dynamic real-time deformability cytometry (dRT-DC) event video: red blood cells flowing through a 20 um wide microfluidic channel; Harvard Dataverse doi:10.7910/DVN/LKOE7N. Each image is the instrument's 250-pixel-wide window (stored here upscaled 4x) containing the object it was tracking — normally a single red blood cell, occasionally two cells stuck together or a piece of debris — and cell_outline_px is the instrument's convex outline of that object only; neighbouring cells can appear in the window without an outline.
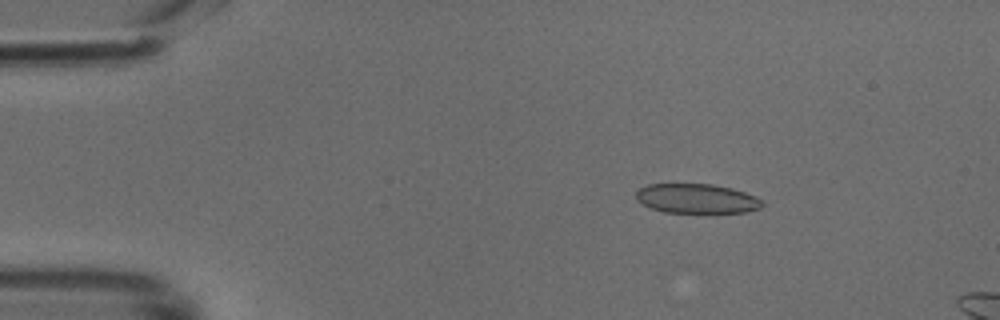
{"species": "common noctule bat (a hibernating species)", "species_latin": "Nyctalus noctula", "temperature_condition": "cold", "stored_images_in_passage": 14, "camera_frame_rate_fps": 3000, "um_per_image_px": 0.085, "animal": {"sex": "male", "body_mass_g": 18.8}, "frame": {"image": 1, "passage_image": 8, "time_ms": 2.333, "image_size_px": [1000, 320], "cell_outline_px": [[764, 204], [760, 208], [744, 212], [708, 216], [664, 212], [640, 204], [636, 200], [636, 192], [640, 188], [648, 184], [712, 184], [732, 188], [756, 196], [764, 200]], "centroid_in_image_um": [59.26, 16.94], "position_along_channel_um": 25.7, "area_um2": 22.89}}